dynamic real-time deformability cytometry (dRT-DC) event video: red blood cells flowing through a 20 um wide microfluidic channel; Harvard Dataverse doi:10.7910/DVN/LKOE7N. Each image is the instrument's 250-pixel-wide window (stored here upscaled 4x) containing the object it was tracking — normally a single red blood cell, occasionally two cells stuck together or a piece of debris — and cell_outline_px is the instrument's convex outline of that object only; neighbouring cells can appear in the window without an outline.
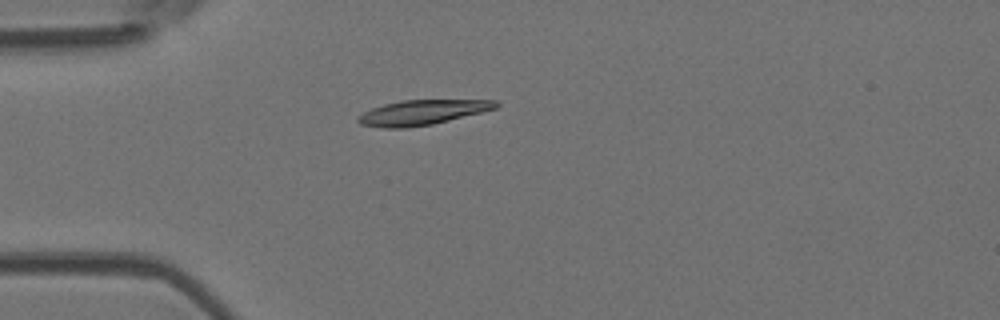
{"species": "Egyptian fruit bat (a non-hibernating species)", "species_latin": "Rousettus aegyptiacus", "temperature_condition": "room temperature", "stored_images_in_passage": 3, "camera_frame_rate_fps": 3000, "um_per_image_px": 0.085, "animal": {"sex": "female"}, "frame": {"image": 1, "passage_image": 2, "time_ms": 1.333, "image_size_px": [1000, 320], "cell_outline_px": [[500, 104], [496, 108], [432, 124], [408, 128], [380, 128], [360, 124], [356, 120], [356, 116], [372, 108], [384, 104], [404, 100], [496, 100]], "centroid_in_image_um": [35.83, 9.56], "position_along_channel_um": 49.2, "area_um2": 19.88}}